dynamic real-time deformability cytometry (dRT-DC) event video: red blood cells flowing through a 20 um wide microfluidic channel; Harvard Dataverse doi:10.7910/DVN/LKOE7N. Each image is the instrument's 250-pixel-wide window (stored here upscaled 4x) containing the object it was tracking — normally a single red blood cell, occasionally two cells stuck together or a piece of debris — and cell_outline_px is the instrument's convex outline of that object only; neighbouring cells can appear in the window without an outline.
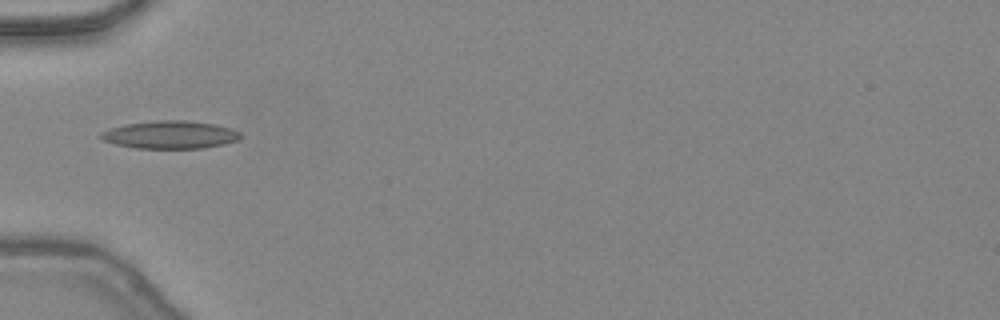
{"species": "common noctule bat (a hibernating species)", "species_latin": "Nyctalus noctula", "temperature_condition": "warm", "stored_images_in_passage": 10, "camera_frame_rate_fps": 3000, "um_per_image_px": 0.085, "animal": {"sex": "female", "body_mass_g": 24.6, "forearm_length_mm": 56.2}, "frame": {"image": 1, "passage_image": 1, "time_ms": 0.0, "image_size_px": [1000, 320], "cell_outline_px": [[240, 136], [236, 140], [224, 144], [204, 148], [136, 148], [116, 144], [100, 140], [96, 136], [100, 132], [124, 124], [156, 120], [184, 120], [216, 124], [232, 128], [240, 132]], "centroid_in_image_um": [14.42, 11.45], "position_along_channel_um": 70.6, "area_um2": 22.77}}
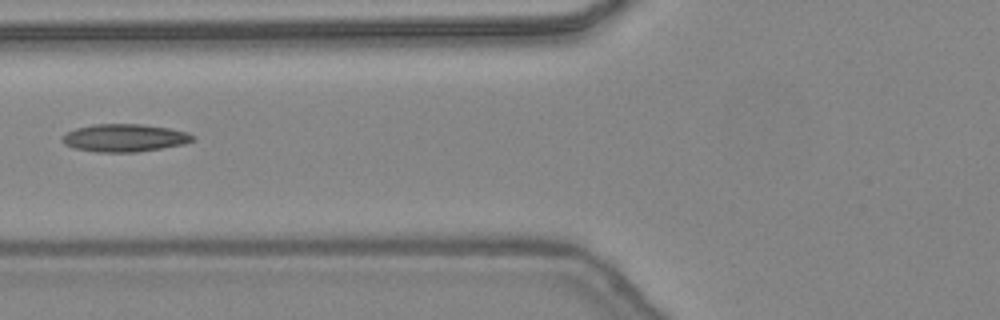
{"frame": {"image": 2, "passage_image": 4, "time_ms": 1.0, "image_size_px": [1000, 320], "cell_outline_px": [[196, 136], [192, 140], [184, 144], [136, 152], [96, 152], [72, 148], [64, 144], [60, 140], [68, 132], [76, 128], [92, 124], [140, 124], [168, 128], [188, 132]], "centroid_in_image_um": [10.56, 11.72], "position_along_channel_um": 115.2, "area_um2": 21.04}}
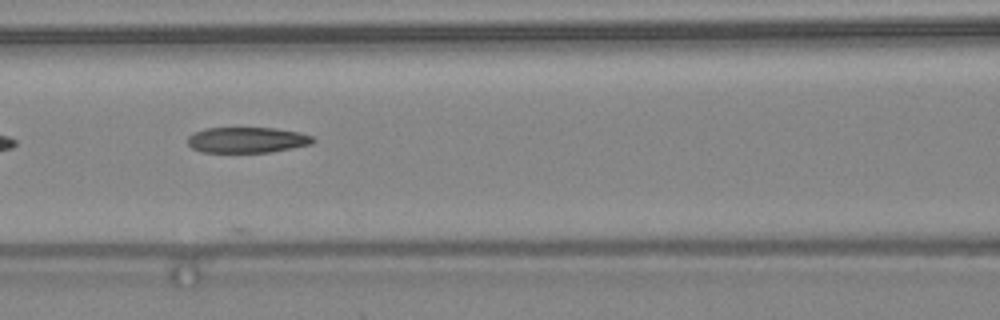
{"frame": {"image": 3, "passage_image": 6, "time_ms": 1.667, "image_size_px": [1000, 320], "cell_outline_px": [[316, 140], [312, 144], [292, 148], [268, 152], [200, 152], [192, 148], [188, 144], [188, 136], [204, 128], [276, 128], [300, 132], [312, 136]], "centroid_in_image_um": [21.02, 11.89], "position_along_channel_um": 145.6, "area_um2": 18.79}}